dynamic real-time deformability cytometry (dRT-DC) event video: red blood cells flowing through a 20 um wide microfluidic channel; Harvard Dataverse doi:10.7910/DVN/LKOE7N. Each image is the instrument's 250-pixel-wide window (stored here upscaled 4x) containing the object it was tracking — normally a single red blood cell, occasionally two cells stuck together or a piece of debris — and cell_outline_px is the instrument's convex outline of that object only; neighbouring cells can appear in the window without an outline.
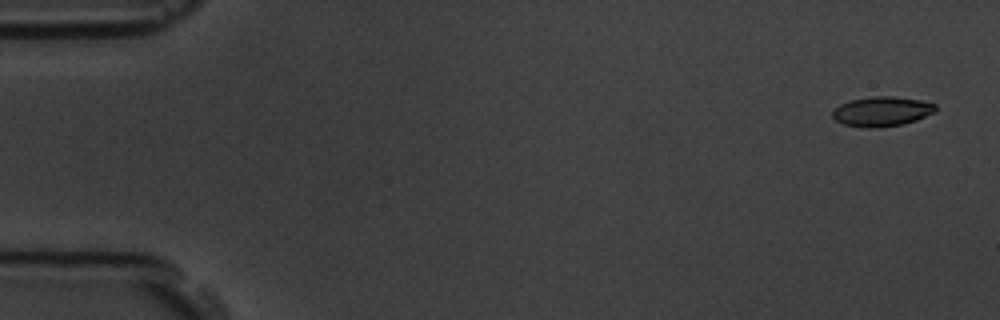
{"species": "common noctule bat (a hibernating species)", "species_latin": "Nyctalus noctula", "temperature_condition": "room temperature", "stored_images_in_passage": 5, "camera_frame_rate_fps": 3000, "um_per_image_px": 0.085, "animal": {"sex": "male", "body_mass_g": 19.5, "forearm_length_mm": 54.6}, "frame": {"image": 1, "passage_image": 1, "time_ms": 0.0, "image_size_px": [1000, 320], "cell_outline_px": [[936, 112], [916, 120], [904, 124], [872, 128], [868, 128], [844, 124], [836, 120], [832, 116], [832, 112], [840, 104], [852, 100], [872, 96], [892, 96], [920, 100], [936, 104]], "centroid_in_image_um": [74.98, 9.47], "position_along_channel_um": 10.0, "area_um2": 17.74}}
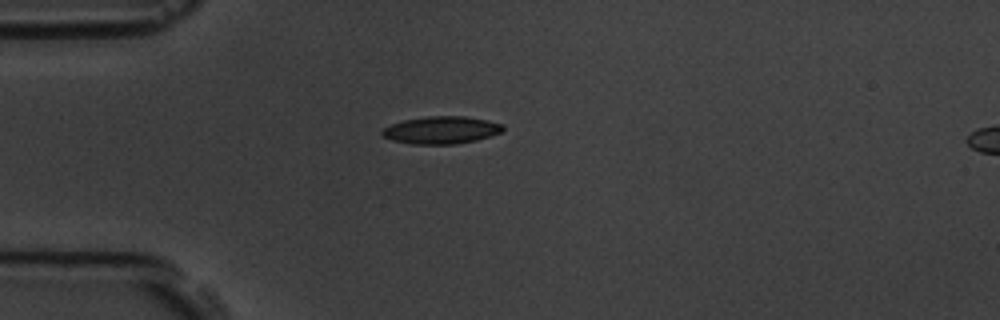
{"frame": {"image": 2, "passage_image": 5, "time_ms": 4.333, "image_size_px": [1000, 320], "cell_outline_px": [[504, 128], [500, 132], [476, 140], [456, 144], [412, 144], [392, 140], [384, 136], [380, 132], [384, 128], [392, 124], [404, 120], [428, 116], [464, 116], [488, 120], [504, 124]], "centroid_in_image_um": [37.52, 11.05], "position_along_channel_um": 47.5, "area_um2": 19.19}}